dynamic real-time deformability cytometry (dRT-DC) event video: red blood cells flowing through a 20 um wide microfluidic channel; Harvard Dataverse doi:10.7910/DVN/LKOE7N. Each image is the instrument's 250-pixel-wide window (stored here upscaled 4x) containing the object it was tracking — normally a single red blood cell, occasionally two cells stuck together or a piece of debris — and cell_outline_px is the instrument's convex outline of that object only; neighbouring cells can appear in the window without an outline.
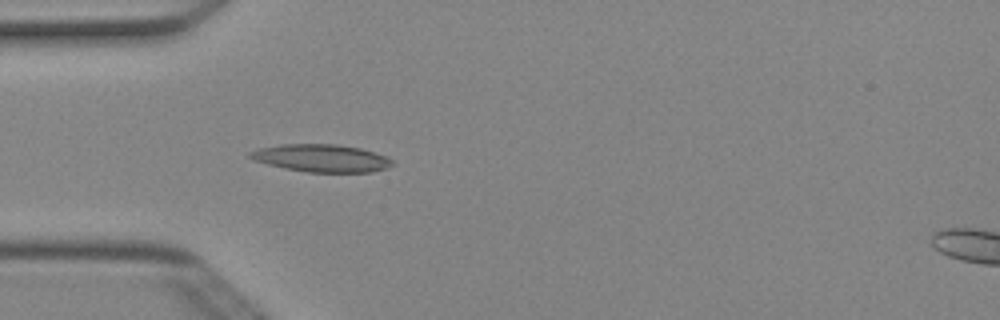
{"species": "Egyptian fruit bat (a non-hibernating species)", "species_latin": "Rousettus aegyptiacus", "temperature_condition": "cold", "stored_images_in_passage": 4, "camera_frame_rate_fps": 3000, "um_per_image_px": 0.085, "animal": {"sex": "female"}, "frame": {"image": 1, "passage_image": 4, "time_ms": 1.0, "image_size_px": [1000, 320], "cell_outline_px": [[392, 164], [388, 168], [372, 172], [308, 172], [284, 168], [252, 160], [248, 156], [248, 152], [256, 148], [280, 144], [336, 144], [360, 148], [388, 156], [392, 160]], "centroid_in_image_um": [27.29, 13.43], "position_along_channel_um": 57.7, "area_um2": 23.06}}